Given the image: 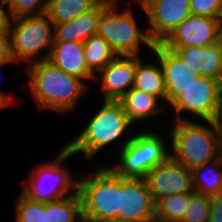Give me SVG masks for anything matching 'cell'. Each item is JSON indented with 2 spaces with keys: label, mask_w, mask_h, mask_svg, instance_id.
<instances>
[{
  "label": "cell",
  "mask_w": 222,
  "mask_h": 222,
  "mask_svg": "<svg viewBox=\"0 0 222 222\" xmlns=\"http://www.w3.org/2000/svg\"><path fill=\"white\" fill-rule=\"evenodd\" d=\"M139 55H117L108 65L95 75L100 81L104 101H119L135 84Z\"/></svg>",
  "instance_id": "obj_12"
},
{
  "label": "cell",
  "mask_w": 222,
  "mask_h": 222,
  "mask_svg": "<svg viewBox=\"0 0 222 222\" xmlns=\"http://www.w3.org/2000/svg\"><path fill=\"white\" fill-rule=\"evenodd\" d=\"M174 51L199 76L222 82V49L216 43L205 47H166Z\"/></svg>",
  "instance_id": "obj_16"
},
{
  "label": "cell",
  "mask_w": 222,
  "mask_h": 222,
  "mask_svg": "<svg viewBox=\"0 0 222 222\" xmlns=\"http://www.w3.org/2000/svg\"><path fill=\"white\" fill-rule=\"evenodd\" d=\"M102 13V1L74 20L66 23L54 24V41L85 42L98 32V22Z\"/></svg>",
  "instance_id": "obj_18"
},
{
  "label": "cell",
  "mask_w": 222,
  "mask_h": 222,
  "mask_svg": "<svg viewBox=\"0 0 222 222\" xmlns=\"http://www.w3.org/2000/svg\"><path fill=\"white\" fill-rule=\"evenodd\" d=\"M140 7L148 19L145 28L153 44H162L191 16L190 0H146Z\"/></svg>",
  "instance_id": "obj_10"
},
{
  "label": "cell",
  "mask_w": 222,
  "mask_h": 222,
  "mask_svg": "<svg viewBox=\"0 0 222 222\" xmlns=\"http://www.w3.org/2000/svg\"><path fill=\"white\" fill-rule=\"evenodd\" d=\"M222 155L191 169L194 192L213 197L222 192Z\"/></svg>",
  "instance_id": "obj_20"
},
{
  "label": "cell",
  "mask_w": 222,
  "mask_h": 222,
  "mask_svg": "<svg viewBox=\"0 0 222 222\" xmlns=\"http://www.w3.org/2000/svg\"><path fill=\"white\" fill-rule=\"evenodd\" d=\"M71 156L72 153L63 146L52 161L43 162L32 170L21 191L32 200L43 203L60 200L76 193L78 175H72L69 167H66L68 165H63Z\"/></svg>",
  "instance_id": "obj_8"
},
{
  "label": "cell",
  "mask_w": 222,
  "mask_h": 222,
  "mask_svg": "<svg viewBox=\"0 0 222 222\" xmlns=\"http://www.w3.org/2000/svg\"><path fill=\"white\" fill-rule=\"evenodd\" d=\"M211 211V197L190 193L189 204L182 222H208Z\"/></svg>",
  "instance_id": "obj_27"
},
{
  "label": "cell",
  "mask_w": 222,
  "mask_h": 222,
  "mask_svg": "<svg viewBox=\"0 0 222 222\" xmlns=\"http://www.w3.org/2000/svg\"><path fill=\"white\" fill-rule=\"evenodd\" d=\"M155 204L145 179L120 177L118 219L132 222H153Z\"/></svg>",
  "instance_id": "obj_11"
},
{
  "label": "cell",
  "mask_w": 222,
  "mask_h": 222,
  "mask_svg": "<svg viewBox=\"0 0 222 222\" xmlns=\"http://www.w3.org/2000/svg\"><path fill=\"white\" fill-rule=\"evenodd\" d=\"M101 1H105V2H108V3H117V2H120V0H101Z\"/></svg>",
  "instance_id": "obj_37"
},
{
  "label": "cell",
  "mask_w": 222,
  "mask_h": 222,
  "mask_svg": "<svg viewBox=\"0 0 222 222\" xmlns=\"http://www.w3.org/2000/svg\"><path fill=\"white\" fill-rule=\"evenodd\" d=\"M101 0H48L46 14L54 24L66 23L92 10Z\"/></svg>",
  "instance_id": "obj_22"
},
{
  "label": "cell",
  "mask_w": 222,
  "mask_h": 222,
  "mask_svg": "<svg viewBox=\"0 0 222 222\" xmlns=\"http://www.w3.org/2000/svg\"><path fill=\"white\" fill-rule=\"evenodd\" d=\"M192 121L174 120L171 124L174 126L169 130L170 157L188 169L212 162L222 155L220 122L202 120L205 126Z\"/></svg>",
  "instance_id": "obj_2"
},
{
  "label": "cell",
  "mask_w": 222,
  "mask_h": 222,
  "mask_svg": "<svg viewBox=\"0 0 222 222\" xmlns=\"http://www.w3.org/2000/svg\"><path fill=\"white\" fill-rule=\"evenodd\" d=\"M1 66H3V65H0V67ZM12 101H13V99L11 96H9V95L6 96L0 91V109L11 105Z\"/></svg>",
  "instance_id": "obj_34"
},
{
  "label": "cell",
  "mask_w": 222,
  "mask_h": 222,
  "mask_svg": "<svg viewBox=\"0 0 222 222\" xmlns=\"http://www.w3.org/2000/svg\"><path fill=\"white\" fill-rule=\"evenodd\" d=\"M84 56L88 69L96 75L108 65L117 54L100 35H92L84 42Z\"/></svg>",
  "instance_id": "obj_24"
},
{
  "label": "cell",
  "mask_w": 222,
  "mask_h": 222,
  "mask_svg": "<svg viewBox=\"0 0 222 222\" xmlns=\"http://www.w3.org/2000/svg\"><path fill=\"white\" fill-rule=\"evenodd\" d=\"M151 50L163 71L169 106L199 75L191 70L174 51L162 44H154Z\"/></svg>",
  "instance_id": "obj_14"
},
{
  "label": "cell",
  "mask_w": 222,
  "mask_h": 222,
  "mask_svg": "<svg viewBox=\"0 0 222 222\" xmlns=\"http://www.w3.org/2000/svg\"><path fill=\"white\" fill-rule=\"evenodd\" d=\"M130 122L136 123L137 121H147L150 117L153 118L160 115L162 112L167 111L169 107L159 104V99L136 88H131L119 101H118Z\"/></svg>",
  "instance_id": "obj_19"
},
{
  "label": "cell",
  "mask_w": 222,
  "mask_h": 222,
  "mask_svg": "<svg viewBox=\"0 0 222 222\" xmlns=\"http://www.w3.org/2000/svg\"><path fill=\"white\" fill-rule=\"evenodd\" d=\"M169 106L176 115L173 120H190L183 116L185 112L199 121H218L222 109V82L199 76Z\"/></svg>",
  "instance_id": "obj_9"
},
{
  "label": "cell",
  "mask_w": 222,
  "mask_h": 222,
  "mask_svg": "<svg viewBox=\"0 0 222 222\" xmlns=\"http://www.w3.org/2000/svg\"><path fill=\"white\" fill-rule=\"evenodd\" d=\"M208 222H222V192L211 197V211Z\"/></svg>",
  "instance_id": "obj_32"
},
{
  "label": "cell",
  "mask_w": 222,
  "mask_h": 222,
  "mask_svg": "<svg viewBox=\"0 0 222 222\" xmlns=\"http://www.w3.org/2000/svg\"><path fill=\"white\" fill-rule=\"evenodd\" d=\"M8 37L15 63L26 61L28 66L48 60L54 43V23L46 13L12 19ZM44 48L46 52L40 59L38 54Z\"/></svg>",
  "instance_id": "obj_7"
},
{
  "label": "cell",
  "mask_w": 222,
  "mask_h": 222,
  "mask_svg": "<svg viewBox=\"0 0 222 222\" xmlns=\"http://www.w3.org/2000/svg\"><path fill=\"white\" fill-rule=\"evenodd\" d=\"M216 44L222 49V15L218 18L217 21Z\"/></svg>",
  "instance_id": "obj_33"
},
{
  "label": "cell",
  "mask_w": 222,
  "mask_h": 222,
  "mask_svg": "<svg viewBox=\"0 0 222 222\" xmlns=\"http://www.w3.org/2000/svg\"><path fill=\"white\" fill-rule=\"evenodd\" d=\"M46 222H83L79 192L46 202Z\"/></svg>",
  "instance_id": "obj_23"
},
{
  "label": "cell",
  "mask_w": 222,
  "mask_h": 222,
  "mask_svg": "<svg viewBox=\"0 0 222 222\" xmlns=\"http://www.w3.org/2000/svg\"><path fill=\"white\" fill-rule=\"evenodd\" d=\"M12 16L7 0H0V34H9Z\"/></svg>",
  "instance_id": "obj_30"
},
{
  "label": "cell",
  "mask_w": 222,
  "mask_h": 222,
  "mask_svg": "<svg viewBox=\"0 0 222 222\" xmlns=\"http://www.w3.org/2000/svg\"><path fill=\"white\" fill-rule=\"evenodd\" d=\"M117 3L102 1V13L97 34L102 36L117 55H139L141 44L153 48L147 29H140L137 20L127 7L118 9Z\"/></svg>",
  "instance_id": "obj_6"
},
{
  "label": "cell",
  "mask_w": 222,
  "mask_h": 222,
  "mask_svg": "<svg viewBox=\"0 0 222 222\" xmlns=\"http://www.w3.org/2000/svg\"><path fill=\"white\" fill-rule=\"evenodd\" d=\"M48 0H7L12 19L46 13Z\"/></svg>",
  "instance_id": "obj_28"
},
{
  "label": "cell",
  "mask_w": 222,
  "mask_h": 222,
  "mask_svg": "<svg viewBox=\"0 0 222 222\" xmlns=\"http://www.w3.org/2000/svg\"><path fill=\"white\" fill-rule=\"evenodd\" d=\"M15 203V222H46V202L34 201L21 191Z\"/></svg>",
  "instance_id": "obj_26"
},
{
  "label": "cell",
  "mask_w": 222,
  "mask_h": 222,
  "mask_svg": "<svg viewBox=\"0 0 222 222\" xmlns=\"http://www.w3.org/2000/svg\"><path fill=\"white\" fill-rule=\"evenodd\" d=\"M190 193L174 194L158 200L155 204V219L182 221L189 204Z\"/></svg>",
  "instance_id": "obj_25"
},
{
  "label": "cell",
  "mask_w": 222,
  "mask_h": 222,
  "mask_svg": "<svg viewBox=\"0 0 222 222\" xmlns=\"http://www.w3.org/2000/svg\"><path fill=\"white\" fill-rule=\"evenodd\" d=\"M14 63L8 34H0V65Z\"/></svg>",
  "instance_id": "obj_31"
},
{
  "label": "cell",
  "mask_w": 222,
  "mask_h": 222,
  "mask_svg": "<svg viewBox=\"0 0 222 222\" xmlns=\"http://www.w3.org/2000/svg\"><path fill=\"white\" fill-rule=\"evenodd\" d=\"M94 171L78 176L77 191L81 197L83 222L118 219L120 177L106 164Z\"/></svg>",
  "instance_id": "obj_5"
},
{
  "label": "cell",
  "mask_w": 222,
  "mask_h": 222,
  "mask_svg": "<svg viewBox=\"0 0 222 222\" xmlns=\"http://www.w3.org/2000/svg\"><path fill=\"white\" fill-rule=\"evenodd\" d=\"M216 18L189 16L162 43L165 47H205L216 43Z\"/></svg>",
  "instance_id": "obj_15"
},
{
  "label": "cell",
  "mask_w": 222,
  "mask_h": 222,
  "mask_svg": "<svg viewBox=\"0 0 222 222\" xmlns=\"http://www.w3.org/2000/svg\"><path fill=\"white\" fill-rule=\"evenodd\" d=\"M143 63L141 60L137 64L134 88L157 97L160 101H164L167 105V92L165 80L160 62ZM157 64V65H156Z\"/></svg>",
  "instance_id": "obj_21"
},
{
  "label": "cell",
  "mask_w": 222,
  "mask_h": 222,
  "mask_svg": "<svg viewBox=\"0 0 222 222\" xmlns=\"http://www.w3.org/2000/svg\"><path fill=\"white\" fill-rule=\"evenodd\" d=\"M153 222H182V221H167L163 219H155Z\"/></svg>",
  "instance_id": "obj_36"
},
{
  "label": "cell",
  "mask_w": 222,
  "mask_h": 222,
  "mask_svg": "<svg viewBox=\"0 0 222 222\" xmlns=\"http://www.w3.org/2000/svg\"><path fill=\"white\" fill-rule=\"evenodd\" d=\"M155 203L170 195L193 193L191 169L169 157L145 177Z\"/></svg>",
  "instance_id": "obj_13"
},
{
  "label": "cell",
  "mask_w": 222,
  "mask_h": 222,
  "mask_svg": "<svg viewBox=\"0 0 222 222\" xmlns=\"http://www.w3.org/2000/svg\"><path fill=\"white\" fill-rule=\"evenodd\" d=\"M148 131L133 130V134L121 141L118 163L109 166L117 176L145 179L151 170L170 157L169 142H166L165 136Z\"/></svg>",
  "instance_id": "obj_4"
},
{
  "label": "cell",
  "mask_w": 222,
  "mask_h": 222,
  "mask_svg": "<svg viewBox=\"0 0 222 222\" xmlns=\"http://www.w3.org/2000/svg\"><path fill=\"white\" fill-rule=\"evenodd\" d=\"M29 87L36 105L41 110L65 113L74 110L80 97L86 94V81L68 75L48 60L25 66Z\"/></svg>",
  "instance_id": "obj_1"
},
{
  "label": "cell",
  "mask_w": 222,
  "mask_h": 222,
  "mask_svg": "<svg viewBox=\"0 0 222 222\" xmlns=\"http://www.w3.org/2000/svg\"><path fill=\"white\" fill-rule=\"evenodd\" d=\"M48 61L68 75L84 81H93L95 78V75L87 67L83 42L54 41Z\"/></svg>",
  "instance_id": "obj_17"
},
{
  "label": "cell",
  "mask_w": 222,
  "mask_h": 222,
  "mask_svg": "<svg viewBox=\"0 0 222 222\" xmlns=\"http://www.w3.org/2000/svg\"><path fill=\"white\" fill-rule=\"evenodd\" d=\"M137 1V3L140 5V4H143L146 0H135V2Z\"/></svg>",
  "instance_id": "obj_38"
},
{
  "label": "cell",
  "mask_w": 222,
  "mask_h": 222,
  "mask_svg": "<svg viewBox=\"0 0 222 222\" xmlns=\"http://www.w3.org/2000/svg\"><path fill=\"white\" fill-rule=\"evenodd\" d=\"M218 121L222 122V109H221V113H220V117H219Z\"/></svg>",
  "instance_id": "obj_39"
},
{
  "label": "cell",
  "mask_w": 222,
  "mask_h": 222,
  "mask_svg": "<svg viewBox=\"0 0 222 222\" xmlns=\"http://www.w3.org/2000/svg\"><path fill=\"white\" fill-rule=\"evenodd\" d=\"M190 12L193 16L218 19L222 15V0H190Z\"/></svg>",
  "instance_id": "obj_29"
},
{
  "label": "cell",
  "mask_w": 222,
  "mask_h": 222,
  "mask_svg": "<svg viewBox=\"0 0 222 222\" xmlns=\"http://www.w3.org/2000/svg\"><path fill=\"white\" fill-rule=\"evenodd\" d=\"M91 222H132V221H126L121 219H107V220H99V221H91Z\"/></svg>",
  "instance_id": "obj_35"
},
{
  "label": "cell",
  "mask_w": 222,
  "mask_h": 222,
  "mask_svg": "<svg viewBox=\"0 0 222 222\" xmlns=\"http://www.w3.org/2000/svg\"><path fill=\"white\" fill-rule=\"evenodd\" d=\"M103 102L77 137L64 145L72 155L82 152L91 160L105 146L120 141L132 126L118 101Z\"/></svg>",
  "instance_id": "obj_3"
}]
</instances>
